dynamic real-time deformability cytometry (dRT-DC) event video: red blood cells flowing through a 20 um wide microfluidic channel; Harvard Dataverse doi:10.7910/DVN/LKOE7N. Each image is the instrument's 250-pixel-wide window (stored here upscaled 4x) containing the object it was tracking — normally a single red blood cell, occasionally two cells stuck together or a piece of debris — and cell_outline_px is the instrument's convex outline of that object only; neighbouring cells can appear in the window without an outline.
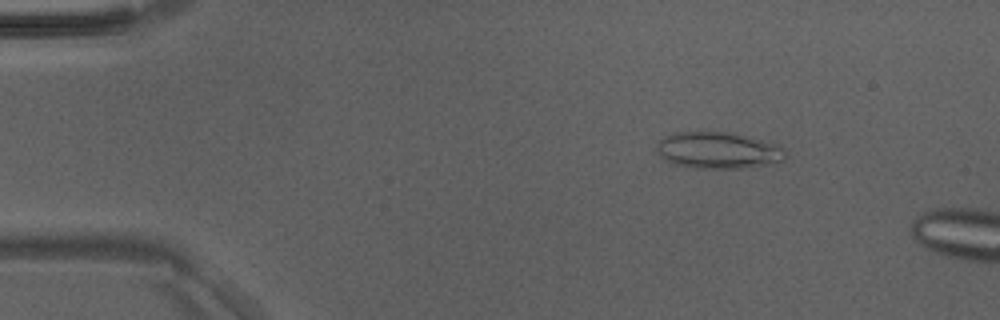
{"species": "Egyptian fruit bat (a non-hibernating species)", "species_latin": "Rousettus aegyptiacus", "temperature_condition": "room temperature", "stored_images_in_passage": 11, "camera_frame_rate_fps": 3000, "um_per_image_px": 0.085, "animal": {"sex": "male"}, "frame": {"image": 1, "passage_image": 7, "time_ms": 2.0, "image_size_px": [1000, 320], "cell_outline_px": [[788, 156], [784, 160], [768, 164], [740, 168], [692, 168], [672, 164], [664, 160], [660, 156], [656, 148], [660, 140], [664, 136], [672, 132], [736, 132], [776, 144], [784, 148]], "centroid_in_image_um": [61.04, 12.77], "position_along_channel_um": 24.0, "area_um2": 27.8}}